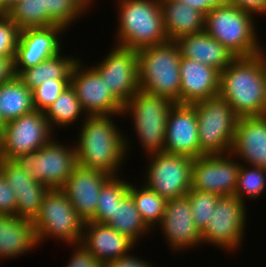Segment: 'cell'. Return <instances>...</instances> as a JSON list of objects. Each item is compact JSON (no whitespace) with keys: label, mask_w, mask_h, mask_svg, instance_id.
Masks as SVG:
<instances>
[{"label":"cell","mask_w":266,"mask_h":267,"mask_svg":"<svg viewBox=\"0 0 266 267\" xmlns=\"http://www.w3.org/2000/svg\"><path fill=\"white\" fill-rule=\"evenodd\" d=\"M120 115H87L79 120L83 123L74 143L77 165L99 170L111 177L122 175L118 172L130 151L131 140L114 122L113 117Z\"/></svg>","instance_id":"6da1fadb"},{"label":"cell","mask_w":266,"mask_h":267,"mask_svg":"<svg viewBox=\"0 0 266 267\" xmlns=\"http://www.w3.org/2000/svg\"><path fill=\"white\" fill-rule=\"evenodd\" d=\"M219 95L239 118L266 115V50L236 57L220 73Z\"/></svg>","instance_id":"7a4b0ae2"},{"label":"cell","mask_w":266,"mask_h":267,"mask_svg":"<svg viewBox=\"0 0 266 267\" xmlns=\"http://www.w3.org/2000/svg\"><path fill=\"white\" fill-rule=\"evenodd\" d=\"M116 44L139 51L168 41L159 0H117Z\"/></svg>","instance_id":"3957f363"},{"label":"cell","mask_w":266,"mask_h":267,"mask_svg":"<svg viewBox=\"0 0 266 267\" xmlns=\"http://www.w3.org/2000/svg\"><path fill=\"white\" fill-rule=\"evenodd\" d=\"M139 89L180 104L181 53L173 40L137 51Z\"/></svg>","instance_id":"277c9868"},{"label":"cell","mask_w":266,"mask_h":267,"mask_svg":"<svg viewBox=\"0 0 266 267\" xmlns=\"http://www.w3.org/2000/svg\"><path fill=\"white\" fill-rule=\"evenodd\" d=\"M254 16L232 4L213 7L205 15L204 31L235 57H251L266 50L258 39Z\"/></svg>","instance_id":"5b68a950"},{"label":"cell","mask_w":266,"mask_h":267,"mask_svg":"<svg viewBox=\"0 0 266 267\" xmlns=\"http://www.w3.org/2000/svg\"><path fill=\"white\" fill-rule=\"evenodd\" d=\"M196 111L200 156L230 153L239 117L220 95L191 104Z\"/></svg>","instance_id":"8992f818"},{"label":"cell","mask_w":266,"mask_h":267,"mask_svg":"<svg viewBox=\"0 0 266 267\" xmlns=\"http://www.w3.org/2000/svg\"><path fill=\"white\" fill-rule=\"evenodd\" d=\"M175 103L141 90L123 106L122 116L130 115L139 144L146 155L165 151V132L171 107Z\"/></svg>","instance_id":"52a82bcc"},{"label":"cell","mask_w":266,"mask_h":267,"mask_svg":"<svg viewBox=\"0 0 266 267\" xmlns=\"http://www.w3.org/2000/svg\"><path fill=\"white\" fill-rule=\"evenodd\" d=\"M84 224L61 189H49L33 221L38 246L49 238H56L66 245L80 244Z\"/></svg>","instance_id":"ba28073f"},{"label":"cell","mask_w":266,"mask_h":267,"mask_svg":"<svg viewBox=\"0 0 266 267\" xmlns=\"http://www.w3.org/2000/svg\"><path fill=\"white\" fill-rule=\"evenodd\" d=\"M52 138L38 151L22 154L13 159L37 182L49 189H61L77 166L75 146Z\"/></svg>","instance_id":"9c48e42d"},{"label":"cell","mask_w":266,"mask_h":267,"mask_svg":"<svg viewBox=\"0 0 266 267\" xmlns=\"http://www.w3.org/2000/svg\"><path fill=\"white\" fill-rule=\"evenodd\" d=\"M246 204L237 196H222L216 203L206 228L201 232L202 244L235 252L241 249L247 217Z\"/></svg>","instance_id":"30bf717a"},{"label":"cell","mask_w":266,"mask_h":267,"mask_svg":"<svg viewBox=\"0 0 266 267\" xmlns=\"http://www.w3.org/2000/svg\"><path fill=\"white\" fill-rule=\"evenodd\" d=\"M53 132L45 112L35 109L8 121L0 132V159L13 160L38 151L55 137Z\"/></svg>","instance_id":"8fae6325"},{"label":"cell","mask_w":266,"mask_h":267,"mask_svg":"<svg viewBox=\"0 0 266 267\" xmlns=\"http://www.w3.org/2000/svg\"><path fill=\"white\" fill-rule=\"evenodd\" d=\"M149 156L144 184L166 200L185 196L191 189L194 158L166 152Z\"/></svg>","instance_id":"7c38bea8"},{"label":"cell","mask_w":266,"mask_h":267,"mask_svg":"<svg viewBox=\"0 0 266 267\" xmlns=\"http://www.w3.org/2000/svg\"><path fill=\"white\" fill-rule=\"evenodd\" d=\"M79 58L70 74V85L86 115L122 114L124 104L110 91L105 79Z\"/></svg>","instance_id":"4fadbf2b"},{"label":"cell","mask_w":266,"mask_h":267,"mask_svg":"<svg viewBox=\"0 0 266 267\" xmlns=\"http://www.w3.org/2000/svg\"><path fill=\"white\" fill-rule=\"evenodd\" d=\"M235 158L231 152L194 158L191 189L214 193L220 197L234 195L241 164Z\"/></svg>","instance_id":"5bb4252c"},{"label":"cell","mask_w":266,"mask_h":267,"mask_svg":"<svg viewBox=\"0 0 266 267\" xmlns=\"http://www.w3.org/2000/svg\"><path fill=\"white\" fill-rule=\"evenodd\" d=\"M92 66L110 91L125 105L139 89L137 51L118 45ZM97 64V65H96Z\"/></svg>","instance_id":"9a60e30c"},{"label":"cell","mask_w":266,"mask_h":267,"mask_svg":"<svg viewBox=\"0 0 266 267\" xmlns=\"http://www.w3.org/2000/svg\"><path fill=\"white\" fill-rule=\"evenodd\" d=\"M64 31L59 25L20 30L13 61L15 76L61 52L64 45L60 40Z\"/></svg>","instance_id":"2e32d148"},{"label":"cell","mask_w":266,"mask_h":267,"mask_svg":"<svg viewBox=\"0 0 266 267\" xmlns=\"http://www.w3.org/2000/svg\"><path fill=\"white\" fill-rule=\"evenodd\" d=\"M158 226L171 252L202 245V233L194 222L187 195L166 201L164 215Z\"/></svg>","instance_id":"e0dca14e"},{"label":"cell","mask_w":266,"mask_h":267,"mask_svg":"<svg viewBox=\"0 0 266 267\" xmlns=\"http://www.w3.org/2000/svg\"><path fill=\"white\" fill-rule=\"evenodd\" d=\"M166 153L200 157L198 121L191 104L175 103L170 110L165 132Z\"/></svg>","instance_id":"ac0fdd59"},{"label":"cell","mask_w":266,"mask_h":267,"mask_svg":"<svg viewBox=\"0 0 266 267\" xmlns=\"http://www.w3.org/2000/svg\"><path fill=\"white\" fill-rule=\"evenodd\" d=\"M111 176L77 165L61 190L75 208L76 213L86 223L96 213L98 196L103 185Z\"/></svg>","instance_id":"d6986e66"},{"label":"cell","mask_w":266,"mask_h":267,"mask_svg":"<svg viewBox=\"0 0 266 267\" xmlns=\"http://www.w3.org/2000/svg\"><path fill=\"white\" fill-rule=\"evenodd\" d=\"M231 153L242 164L266 169V115L239 118Z\"/></svg>","instance_id":"ffe728a7"},{"label":"cell","mask_w":266,"mask_h":267,"mask_svg":"<svg viewBox=\"0 0 266 267\" xmlns=\"http://www.w3.org/2000/svg\"><path fill=\"white\" fill-rule=\"evenodd\" d=\"M180 104H192L219 95L220 72L199 61L181 57Z\"/></svg>","instance_id":"44dd1931"},{"label":"cell","mask_w":266,"mask_h":267,"mask_svg":"<svg viewBox=\"0 0 266 267\" xmlns=\"http://www.w3.org/2000/svg\"><path fill=\"white\" fill-rule=\"evenodd\" d=\"M81 244L103 265L132 253L137 247L132 240L107 224L91 221L84 224Z\"/></svg>","instance_id":"7402d4cb"},{"label":"cell","mask_w":266,"mask_h":267,"mask_svg":"<svg viewBox=\"0 0 266 267\" xmlns=\"http://www.w3.org/2000/svg\"><path fill=\"white\" fill-rule=\"evenodd\" d=\"M181 57L199 61L220 73L236 58L225 46L205 31L180 36L175 40Z\"/></svg>","instance_id":"603a6c76"},{"label":"cell","mask_w":266,"mask_h":267,"mask_svg":"<svg viewBox=\"0 0 266 267\" xmlns=\"http://www.w3.org/2000/svg\"><path fill=\"white\" fill-rule=\"evenodd\" d=\"M37 247L33 221L0 214V260L17 258Z\"/></svg>","instance_id":"cb8c5ba5"},{"label":"cell","mask_w":266,"mask_h":267,"mask_svg":"<svg viewBox=\"0 0 266 267\" xmlns=\"http://www.w3.org/2000/svg\"><path fill=\"white\" fill-rule=\"evenodd\" d=\"M168 40L204 31L205 15L176 0H159Z\"/></svg>","instance_id":"d4e9b609"},{"label":"cell","mask_w":266,"mask_h":267,"mask_svg":"<svg viewBox=\"0 0 266 267\" xmlns=\"http://www.w3.org/2000/svg\"><path fill=\"white\" fill-rule=\"evenodd\" d=\"M71 55H57L44 60L36 66L24 69L17 77L31 90L39 87L44 81L70 80L72 68L79 58Z\"/></svg>","instance_id":"484cf974"},{"label":"cell","mask_w":266,"mask_h":267,"mask_svg":"<svg viewBox=\"0 0 266 267\" xmlns=\"http://www.w3.org/2000/svg\"><path fill=\"white\" fill-rule=\"evenodd\" d=\"M0 110L6 122L34 110L32 91L17 76L0 84Z\"/></svg>","instance_id":"4316f807"},{"label":"cell","mask_w":266,"mask_h":267,"mask_svg":"<svg viewBox=\"0 0 266 267\" xmlns=\"http://www.w3.org/2000/svg\"><path fill=\"white\" fill-rule=\"evenodd\" d=\"M107 225L128 237L136 245L139 239H142L143 235L152 232L143 221L129 193L117 204L113 219H111Z\"/></svg>","instance_id":"83f0119b"},{"label":"cell","mask_w":266,"mask_h":267,"mask_svg":"<svg viewBox=\"0 0 266 267\" xmlns=\"http://www.w3.org/2000/svg\"><path fill=\"white\" fill-rule=\"evenodd\" d=\"M88 10L82 0H42V28L59 25L68 30Z\"/></svg>","instance_id":"f1b7e54d"},{"label":"cell","mask_w":266,"mask_h":267,"mask_svg":"<svg viewBox=\"0 0 266 267\" xmlns=\"http://www.w3.org/2000/svg\"><path fill=\"white\" fill-rule=\"evenodd\" d=\"M46 119L49 121L53 131L57 128H66L75 124L76 121L86 118L79 99L74 89L69 85L52 105L45 111Z\"/></svg>","instance_id":"f546056e"},{"label":"cell","mask_w":266,"mask_h":267,"mask_svg":"<svg viewBox=\"0 0 266 267\" xmlns=\"http://www.w3.org/2000/svg\"><path fill=\"white\" fill-rule=\"evenodd\" d=\"M141 186L129 185V194L132 196L136 209L139 211L145 224L154 231L164 215L166 199L149 189L144 182ZM153 228V229H152Z\"/></svg>","instance_id":"4dcf8cb0"},{"label":"cell","mask_w":266,"mask_h":267,"mask_svg":"<svg viewBox=\"0 0 266 267\" xmlns=\"http://www.w3.org/2000/svg\"><path fill=\"white\" fill-rule=\"evenodd\" d=\"M129 185L130 182L121 176L111 177L100 191L96 213L91 222L107 224L113 219L117 204L129 193Z\"/></svg>","instance_id":"1f68e13d"},{"label":"cell","mask_w":266,"mask_h":267,"mask_svg":"<svg viewBox=\"0 0 266 267\" xmlns=\"http://www.w3.org/2000/svg\"><path fill=\"white\" fill-rule=\"evenodd\" d=\"M266 188V169L240 164L235 196L246 203V198L258 199ZM246 197V198H245Z\"/></svg>","instance_id":"d6a6232c"},{"label":"cell","mask_w":266,"mask_h":267,"mask_svg":"<svg viewBox=\"0 0 266 267\" xmlns=\"http://www.w3.org/2000/svg\"><path fill=\"white\" fill-rule=\"evenodd\" d=\"M20 30L42 28V0H20L7 15Z\"/></svg>","instance_id":"836d02e7"},{"label":"cell","mask_w":266,"mask_h":267,"mask_svg":"<svg viewBox=\"0 0 266 267\" xmlns=\"http://www.w3.org/2000/svg\"><path fill=\"white\" fill-rule=\"evenodd\" d=\"M187 199L189 201L194 222L202 232L205 228L220 196L214 193L190 189Z\"/></svg>","instance_id":"e575fe53"},{"label":"cell","mask_w":266,"mask_h":267,"mask_svg":"<svg viewBox=\"0 0 266 267\" xmlns=\"http://www.w3.org/2000/svg\"><path fill=\"white\" fill-rule=\"evenodd\" d=\"M13 191L17 198L15 216L34 221L49 188L43 184L40 188L13 189Z\"/></svg>","instance_id":"d590c367"},{"label":"cell","mask_w":266,"mask_h":267,"mask_svg":"<svg viewBox=\"0 0 266 267\" xmlns=\"http://www.w3.org/2000/svg\"><path fill=\"white\" fill-rule=\"evenodd\" d=\"M70 85V80H46L32 91L34 109L45 112Z\"/></svg>","instance_id":"8d00e7d4"},{"label":"cell","mask_w":266,"mask_h":267,"mask_svg":"<svg viewBox=\"0 0 266 267\" xmlns=\"http://www.w3.org/2000/svg\"><path fill=\"white\" fill-rule=\"evenodd\" d=\"M0 172L12 189L40 188L43 185L35 181L26 170L13 160L0 159Z\"/></svg>","instance_id":"74e56055"},{"label":"cell","mask_w":266,"mask_h":267,"mask_svg":"<svg viewBox=\"0 0 266 267\" xmlns=\"http://www.w3.org/2000/svg\"><path fill=\"white\" fill-rule=\"evenodd\" d=\"M19 32L7 15L0 16V57L15 58Z\"/></svg>","instance_id":"f35d334b"},{"label":"cell","mask_w":266,"mask_h":267,"mask_svg":"<svg viewBox=\"0 0 266 267\" xmlns=\"http://www.w3.org/2000/svg\"><path fill=\"white\" fill-rule=\"evenodd\" d=\"M69 246L74 247L75 251L65 267H104L81 243Z\"/></svg>","instance_id":"ab89813d"},{"label":"cell","mask_w":266,"mask_h":267,"mask_svg":"<svg viewBox=\"0 0 266 267\" xmlns=\"http://www.w3.org/2000/svg\"><path fill=\"white\" fill-rule=\"evenodd\" d=\"M16 206L17 198L15 193L0 172V214L15 216Z\"/></svg>","instance_id":"60d3db41"},{"label":"cell","mask_w":266,"mask_h":267,"mask_svg":"<svg viewBox=\"0 0 266 267\" xmlns=\"http://www.w3.org/2000/svg\"><path fill=\"white\" fill-rule=\"evenodd\" d=\"M154 265L151 262L142 260L141 257H135L133 254L130 253L119 257L118 259L109 261L108 263L104 264V267H153Z\"/></svg>","instance_id":"b9f144b4"},{"label":"cell","mask_w":266,"mask_h":267,"mask_svg":"<svg viewBox=\"0 0 266 267\" xmlns=\"http://www.w3.org/2000/svg\"><path fill=\"white\" fill-rule=\"evenodd\" d=\"M230 4L254 15H266V0H230Z\"/></svg>","instance_id":"7bdbcfd3"},{"label":"cell","mask_w":266,"mask_h":267,"mask_svg":"<svg viewBox=\"0 0 266 267\" xmlns=\"http://www.w3.org/2000/svg\"><path fill=\"white\" fill-rule=\"evenodd\" d=\"M14 58L0 57V84L5 83L15 76Z\"/></svg>","instance_id":"ee69618b"},{"label":"cell","mask_w":266,"mask_h":267,"mask_svg":"<svg viewBox=\"0 0 266 267\" xmlns=\"http://www.w3.org/2000/svg\"><path fill=\"white\" fill-rule=\"evenodd\" d=\"M230 4V0H202V13L206 15L213 7Z\"/></svg>","instance_id":"f6af8a7d"},{"label":"cell","mask_w":266,"mask_h":267,"mask_svg":"<svg viewBox=\"0 0 266 267\" xmlns=\"http://www.w3.org/2000/svg\"><path fill=\"white\" fill-rule=\"evenodd\" d=\"M176 1L183 2L184 4L189 5L193 9L202 13V0H176Z\"/></svg>","instance_id":"bcb514c9"},{"label":"cell","mask_w":266,"mask_h":267,"mask_svg":"<svg viewBox=\"0 0 266 267\" xmlns=\"http://www.w3.org/2000/svg\"><path fill=\"white\" fill-rule=\"evenodd\" d=\"M9 9L5 5L4 0H0V16L8 15Z\"/></svg>","instance_id":"7dc6e473"},{"label":"cell","mask_w":266,"mask_h":267,"mask_svg":"<svg viewBox=\"0 0 266 267\" xmlns=\"http://www.w3.org/2000/svg\"><path fill=\"white\" fill-rule=\"evenodd\" d=\"M6 123H7V122L4 120L3 115H2V112H1V110H0V132H1L2 129L5 127Z\"/></svg>","instance_id":"c3c4849f"},{"label":"cell","mask_w":266,"mask_h":267,"mask_svg":"<svg viewBox=\"0 0 266 267\" xmlns=\"http://www.w3.org/2000/svg\"><path fill=\"white\" fill-rule=\"evenodd\" d=\"M6 7L9 9L11 6H13L16 2L20 0H4Z\"/></svg>","instance_id":"681fc988"},{"label":"cell","mask_w":266,"mask_h":267,"mask_svg":"<svg viewBox=\"0 0 266 267\" xmlns=\"http://www.w3.org/2000/svg\"><path fill=\"white\" fill-rule=\"evenodd\" d=\"M89 8L92 6L93 7V3H95L94 2V0H82ZM92 1H93V3H92ZM91 5V6H90Z\"/></svg>","instance_id":"f907efd6"}]
</instances>
